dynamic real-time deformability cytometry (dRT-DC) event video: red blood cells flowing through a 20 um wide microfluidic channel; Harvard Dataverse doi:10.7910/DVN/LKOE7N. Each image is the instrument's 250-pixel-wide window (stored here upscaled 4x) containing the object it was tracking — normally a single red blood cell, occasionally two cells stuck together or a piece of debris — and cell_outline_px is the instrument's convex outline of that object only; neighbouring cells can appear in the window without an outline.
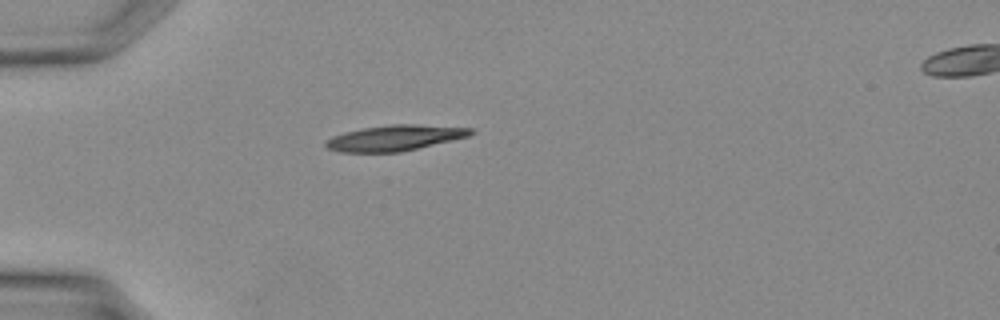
{"species": "Egyptian fruit bat (a non-hibernating species)", "species_latin": "Rousettus aegyptiacus", "temperature_condition": "warm", "stored_images_in_passage": 24, "camera_frame_rate_fps": 3000, "um_per_image_px": 0.085, "animal": {"sex": "female"}, "frame": {"image": 1, "passage_image": 1, "time_ms": 0.0, "image_size_px": [1000, 320], "cell_outline_px": [[476, 132], [468, 136], [452, 140], [400, 152], [340, 152], [328, 148], [324, 144], [324, 140], [332, 136], [344, 132], [364, 128], [392, 124], [416, 124], [472, 128]], "centroid_in_image_um": [33.53, 11.72], "position_along_channel_um": 51.5, "area_um2": 21.56}}
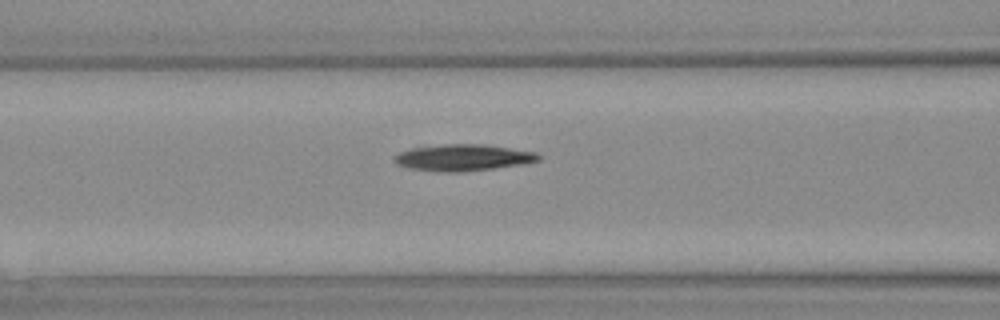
{"frame": {"image": 2, "passage_image": 6, "time_ms": 1.667, "image_size_px": [1000, 320], "cell_outline_px": [[540, 160], [524, 164], [492, 168], [456, 172], [444, 172], [412, 168], [400, 164], [396, 160], [396, 156], [400, 152], [412, 148], [444, 144], [484, 144], [536, 152], [540, 156]], "centroid_in_image_um": [39.44, 13.38], "position_along_channel_um": 127.2, "area_um2": 21.73}}
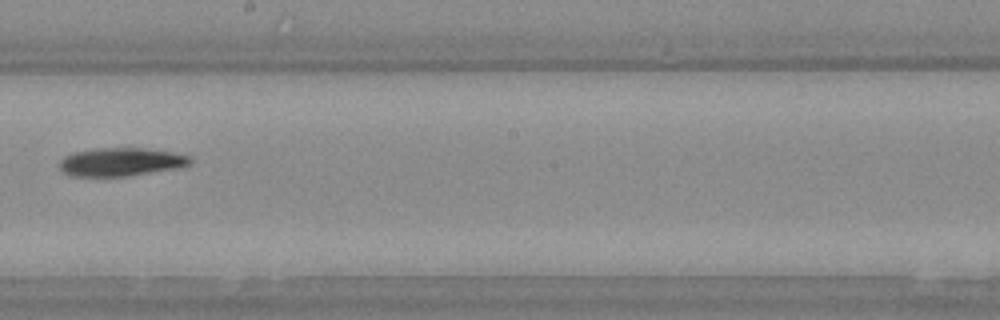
{"frame": {"image": 3, "passage_image": 12, "time_ms": 3.667, "image_size_px": [1000, 320], "cell_outline_px": [[192, 164], [184, 168], [128, 176], [72, 176], [64, 172], [60, 168], [60, 160], [64, 156], [76, 152], [96, 148], [144, 148], [172, 152], [192, 156]], "centroid_in_image_um": [10.38, 13.77], "position_along_channel_um": 237.8, "area_um2": 21.85}}